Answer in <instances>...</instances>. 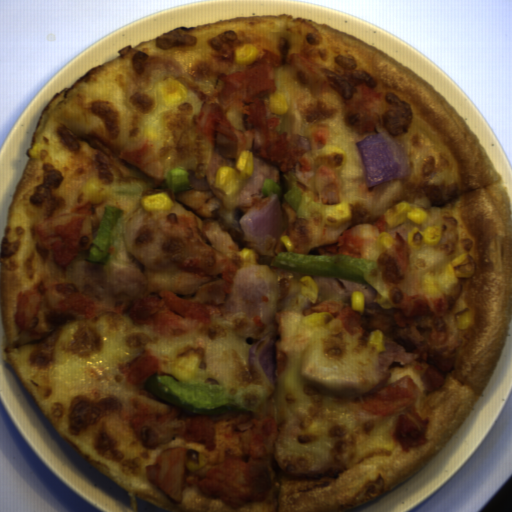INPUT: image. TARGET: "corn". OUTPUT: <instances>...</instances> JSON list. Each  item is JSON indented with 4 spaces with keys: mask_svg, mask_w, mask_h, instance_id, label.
<instances>
[{
    "mask_svg": "<svg viewBox=\"0 0 512 512\" xmlns=\"http://www.w3.org/2000/svg\"><path fill=\"white\" fill-rule=\"evenodd\" d=\"M255 158L252 150H241L235 167H219L214 177V187L226 194L222 204L229 209H237L240 201V191L244 183L251 177L254 170Z\"/></svg>",
    "mask_w": 512,
    "mask_h": 512,
    "instance_id": "corn-1",
    "label": "corn"
},
{
    "mask_svg": "<svg viewBox=\"0 0 512 512\" xmlns=\"http://www.w3.org/2000/svg\"><path fill=\"white\" fill-rule=\"evenodd\" d=\"M409 219L416 223L429 222L428 214L424 208H410V204L405 200L395 204L385 212L384 220L388 227H395L405 220Z\"/></svg>",
    "mask_w": 512,
    "mask_h": 512,
    "instance_id": "corn-2",
    "label": "corn"
},
{
    "mask_svg": "<svg viewBox=\"0 0 512 512\" xmlns=\"http://www.w3.org/2000/svg\"><path fill=\"white\" fill-rule=\"evenodd\" d=\"M199 369L198 356L169 359V374L179 381L198 385Z\"/></svg>",
    "mask_w": 512,
    "mask_h": 512,
    "instance_id": "corn-3",
    "label": "corn"
},
{
    "mask_svg": "<svg viewBox=\"0 0 512 512\" xmlns=\"http://www.w3.org/2000/svg\"><path fill=\"white\" fill-rule=\"evenodd\" d=\"M156 88L165 106H176L187 95L185 85L170 77L162 80Z\"/></svg>",
    "mask_w": 512,
    "mask_h": 512,
    "instance_id": "corn-4",
    "label": "corn"
},
{
    "mask_svg": "<svg viewBox=\"0 0 512 512\" xmlns=\"http://www.w3.org/2000/svg\"><path fill=\"white\" fill-rule=\"evenodd\" d=\"M441 230L439 226H428L423 231L418 227H413L412 231L408 233L407 244L410 250H418L422 243L429 245H436L440 240Z\"/></svg>",
    "mask_w": 512,
    "mask_h": 512,
    "instance_id": "corn-5",
    "label": "corn"
},
{
    "mask_svg": "<svg viewBox=\"0 0 512 512\" xmlns=\"http://www.w3.org/2000/svg\"><path fill=\"white\" fill-rule=\"evenodd\" d=\"M326 225L339 227L352 219L348 201L322 207Z\"/></svg>",
    "mask_w": 512,
    "mask_h": 512,
    "instance_id": "corn-6",
    "label": "corn"
},
{
    "mask_svg": "<svg viewBox=\"0 0 512 512\" xmlns=\"http://www.w3.org/2000/svg\"><path fill=\"white\" fill-rule=\"evenodd\" d=\"M140 204L144 211L161 212L170 211L174 206L167 191L140 198Z\"/></svg>",
    "mask_w": 512,
    "mask_h": 512,
    "instance_id": "corn-7",
    "label": "corn"
},
{
    "mask_svg": "<svg viewBox=\"0 0 512 512\" xmlns=\"http://www.w3.org/2000/svg\"><path fill=\"white\" fill-rule=\"evenodd\" d=\"M466 260V254H459L454 259H452L450 262H448L443 270V273L441 275V278L445 284V286L450 290L454 286L458 285V278L456 274L454 273L453 269L454 267L461 264L463 261Z\"/></svg>",
    "mask_w": 512,
    "mask_h": 512,
    "instance_id": "corn-8",
    "label": "corn"
},
{
    "mask_svg": "<svg viewBox=\"0 0 512 512\" xmlns=\"http://www.w3.org/2000/svg\"><path fill=\"white\" fill-rule=\"evenodd\" d=\"M235 59L237 63L252 64L259 56V48L252 44H243L241 47H234Z\"/></svg>",
    "mask_w": 512,
    "mask_h": 512,
    "instance_id": "corn-9",
    "label": "corn"
},
{
    "mask_svg": "<svg viewBox=\"0 0 512 512\" xmlns=\"http://www.w3.org/2000/svg\"><path fill=\"white\" fill-rule=\"evenodd\" d=\"M301 294L306 296L311 303H316L318 300V289L317 284L313 280V278L309 276H303L300 279H298Z\"/></svg>",
    "mask_w": 512,
    "mask_h": 512,
    "instance_id": "corn-10",
    "label": "corn"
},
{
    "mask_svg": "<svg viewBox=\"0 0 512 512\" xmlns=\"http://www.w3.org/2000/svg\"><path fill=\"white\" fill-rule=\"evenodd\" d=\"M287 110L285 96L282 94H271L268 102V112L275 115H284Z\"/></svg>",
    "mask_w": 512,
    "mask_h": 512,
    "instance_id": "corn-11",
    "label": "corn"
},
{
    "mask_svg": "<svg viewBox=\"0 0 512 512\" xmlns=\"http://www.w3.org/2000/svg\"><path fill=\"white\" fill-rule=\"evenodd\" d=\"M367 345L376 349V352H385L386 345L382 330L370 331Z\"/></svg>",
    "mask_w": 512,
    "mask_h": 512,
    "instance_id": "corn-12",
    "label": "corn"
},
{
    "mask_svg": "<svg viewBox=\"0 0 512 512\" xmlns=\"http://www.w3.org/2000/svg\"><path fill=\"white\" fill-rule=\"evenodd\" d=\"M350 308L361 315L364 314L365 296L362 291H353L350 297Z\"/></svg>",
    "mask_w": 512,
    "mask_h": 512,
    "instance_id": "corn-13",
    "label": "corn"
},
{
    "mask_svg": "<svg viewBox=\"0 0 512 512\" xmlns=\"http://www.w3.org/2000/svg\"><path fill=\"white\" fill-rule=\"evenodd\" d=\"M280 242L282 243L287 252L293 253L295 251V245L291 240L290 236H288L287 234L281 236Z\"/></svg>",
    "mask_w": 512,
    "mask_h": 512,
    "instance_id": "corn-14",
    "label": "corn"
}]
</instances>
